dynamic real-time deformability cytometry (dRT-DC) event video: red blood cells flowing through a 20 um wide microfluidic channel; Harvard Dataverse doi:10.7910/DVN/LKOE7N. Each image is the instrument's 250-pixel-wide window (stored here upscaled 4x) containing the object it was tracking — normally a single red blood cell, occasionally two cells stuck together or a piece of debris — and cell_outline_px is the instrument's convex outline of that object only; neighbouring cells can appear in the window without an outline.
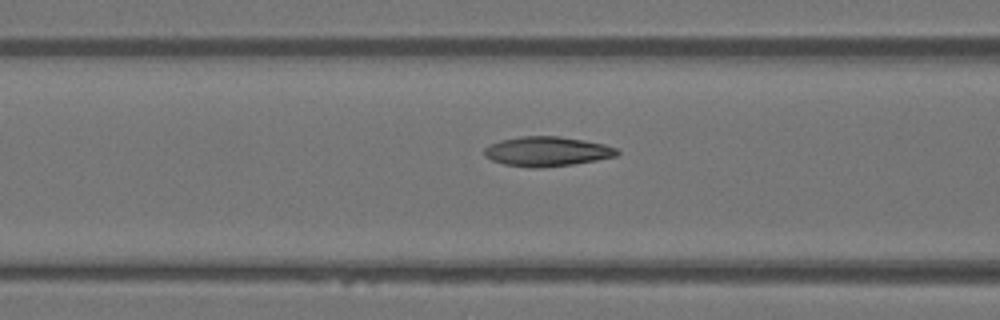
{"species": "Egyptian fruit bat (a non-hibernating species)", "species_latin": "Rousettus aegyptiacus", "temperature_condition": "warm", "stored_images_in_passage": 18, "camera_frame_rate_fps": 3000, "um_per_image_px": 0.085, "animal": {"sex": "female"}, "frame": {"image": 1, "passage_image": 16, "time_ms": 5.0, "image_size_px": [1000, 320], "cell_outline_px": [[620, 152], [616, 156], [596, 160], [572, 164], [544, 168], [528, 168], [504, 164], [492, 160], [484, 156], [484, 148], [500, 140], [520, 136], [560, 136], [584, 140], [604, 144], [616, 148]], "centroid_in_image_um": [46.48, 12.87], "position_along_channel_um": 120.1, "area_um2": 23.0}}